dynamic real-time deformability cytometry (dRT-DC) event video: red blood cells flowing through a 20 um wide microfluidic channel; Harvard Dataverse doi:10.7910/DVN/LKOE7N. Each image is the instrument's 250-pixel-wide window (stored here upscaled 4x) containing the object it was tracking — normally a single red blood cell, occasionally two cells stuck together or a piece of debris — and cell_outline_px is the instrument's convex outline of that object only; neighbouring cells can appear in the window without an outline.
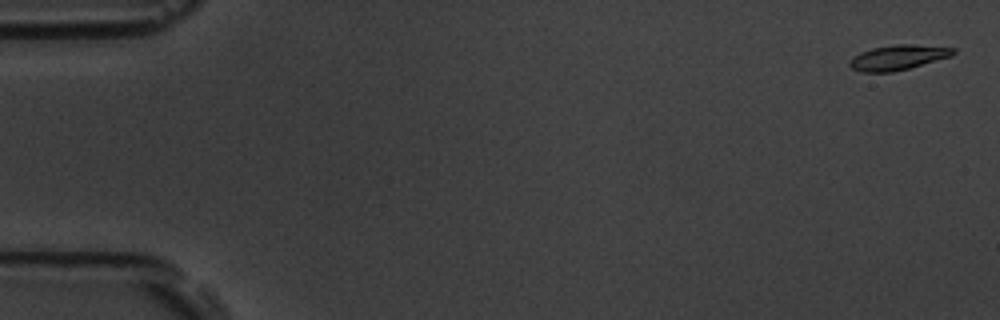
{"species": "common noctule bat (a hibernating species)", "species_latin": "Nyctalus noctula", "temperature_condition": "room temperature", "stored_images_in_passage": 58, "camera_frame_rate_fps": 3000, "um_per_image_px": 0.085, "animal": {"sex": "male", "body_mass_g": 19.5, "forearm_length_mm": 54.6}, "frame": {"image": 1, "passage_image": 2, "time_ms": 0.333, "image_size_px": [1000, 320], "cell_outline_px": [[956, 52], [952, 56], [908, 68], [892, 72], [860, 72], [852, 68], [848, 64], [852, 56], [860, 52], [872, 48], [896, 44], [908, 44], [956, 48]], "centroid_in_image_um": [76.31, 4.88], "position_along_channel_um": 8.7, "area_um2": 15.03}}
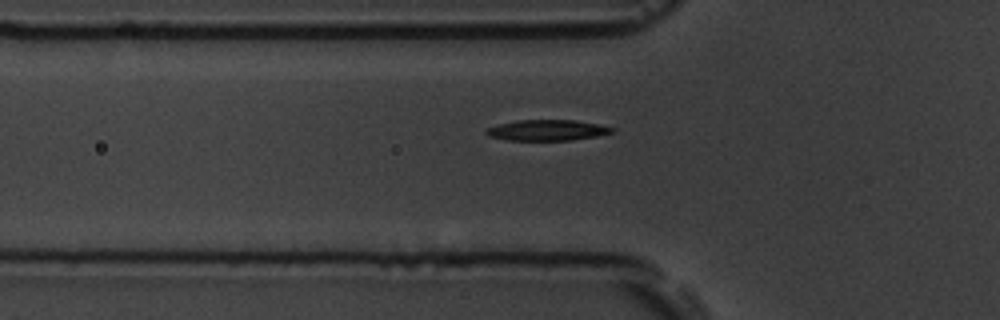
{"frame": {"image": 2, "passage_image": 20, "time_ms": 6.333, "image_size_px": [1000, 320], "cell_outline_px": [[616, 132], [596, 136], [572, 140], [508, 140], [488, 136], [484, 132], [488, 128], [500, 124], [520, 120], [576, 120], [600, 124], [616, 128]], "centroid_in_image_um": [46.58, 11.06], "position_along_channel_um": 79.2, "area_um2": 15.26}}
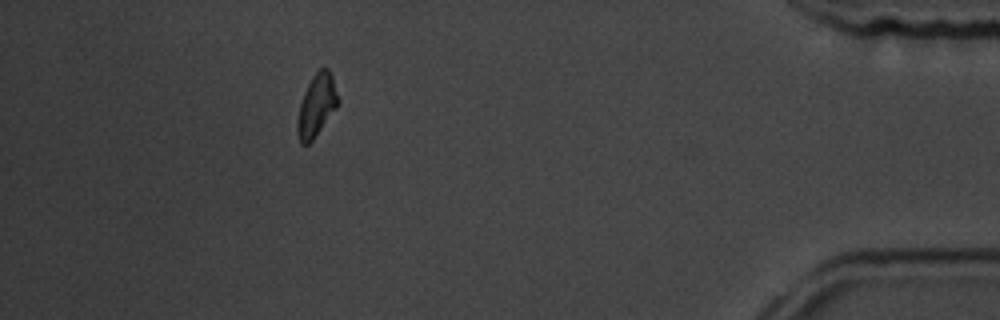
{"frame": {"image": 3, "passage_image": 52, "time_ms": 17.0, "image_size_px": [1000, 320], "cell_outline_px": [[340, 100], [336, 108], [312, 140], [308, 144], [300, 144], [296, 132], [296, 124], [300, 104], [304, 92], [312, 76], [320, 68], [328, 68], [332, 76]], "centroid_in_image_um": [26.9, 8.96], "position_along_channel_um": 408.3, "area_um2": 14.68}, "authors_computed_cell_mechanics": {"area_um2": 15.0858, "velocity_mm_per_s": 3.5903, "shape_relaxation_time_tau1_ms": 2.4512, "shape_relaxation_time_tau2_ms": 11.0739, "deformation_change_tau1": 0.1326, "deformation_change_tau2": 0.1776}}